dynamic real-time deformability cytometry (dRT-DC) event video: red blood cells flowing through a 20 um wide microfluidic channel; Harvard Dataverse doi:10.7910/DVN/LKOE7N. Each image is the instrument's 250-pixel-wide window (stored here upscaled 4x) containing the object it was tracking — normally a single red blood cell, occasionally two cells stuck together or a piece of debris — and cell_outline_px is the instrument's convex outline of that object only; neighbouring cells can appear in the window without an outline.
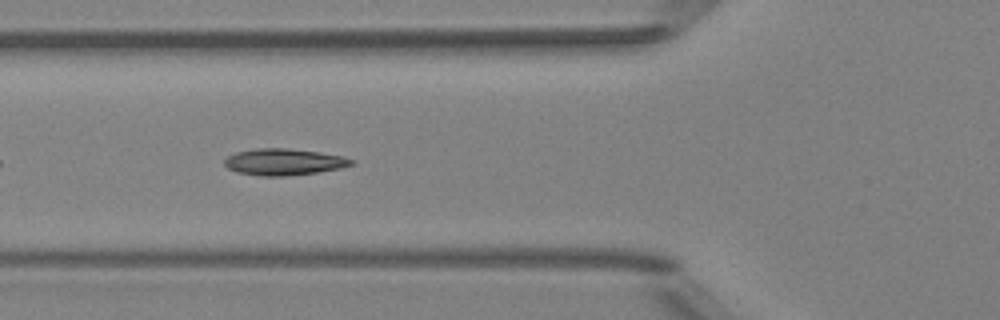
{"species": "Egyptian fruit bat (a non-hibernating species)", "species_latin": "Rousettus aegyptiacus", "temperature_condition": "room temperature", "stored_images_in_passage": 36, "segment_of_instrument_passage": [1, 2], "camera_frame_rate_fps": 3000, "um_per_image_px": 0.085, "animal": {"sex": "female"}, "frame": {"image": 1, "passage_image": 3, "time_ms": 0.667, "image_size_px": [1000, 320], "cell_outline_px": [[356, 160], [352, 164], [340, 168], [316, 172], [284, 176], [260, 176], [236, 172], [228, 168], [224, 164], [224, 160], [228, 156], [236, 152], [256, 148], [288, 148], [320, 152], [344, 156]], "centroid_in_image_um": [24.12, 13.75], "position_along_channel_um": 101.7, "area_um2": 19.65}}
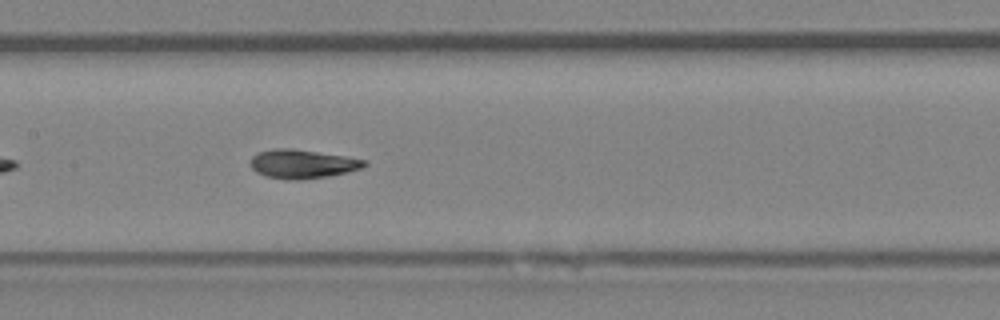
{"frame": {"image": 2, "passage_image": 9, "time_ms": 2.667, "image_size_px": [1000, 320], "cell_outline_px": [[368, 164], [360, 168], [328, 176], [296, 180], [288, 180], [264, 176], [256, 172], [248, 164], [252, 156], [260, 152], [276, 148], [292, 148], [344, 156], [364, 160]], "centroid_in_image_um": [25.63, 13.93], "position_along_channel_um": 181.8, "area_um2": 18.96}}
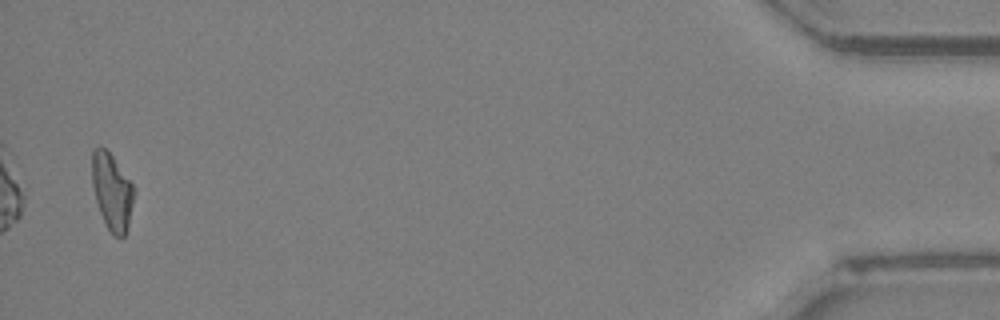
{"frame": {"image": 3, "passage_image": 34, "time_ms": 11.0, "image_size_px": [1000, 320], "cell_outline_px": [[132, 204], [128, 224], [124, 236], [120, 240], [112, 236], [100, 212], [96, 200], [92, 184], [92, 152], [96, 148], [104, 148], [112, 156], [132, 184]], "centroid_in_image_um": [9.49, 16.33], "position_along_channel_um": 425.7, "area_um2": 18.15}}